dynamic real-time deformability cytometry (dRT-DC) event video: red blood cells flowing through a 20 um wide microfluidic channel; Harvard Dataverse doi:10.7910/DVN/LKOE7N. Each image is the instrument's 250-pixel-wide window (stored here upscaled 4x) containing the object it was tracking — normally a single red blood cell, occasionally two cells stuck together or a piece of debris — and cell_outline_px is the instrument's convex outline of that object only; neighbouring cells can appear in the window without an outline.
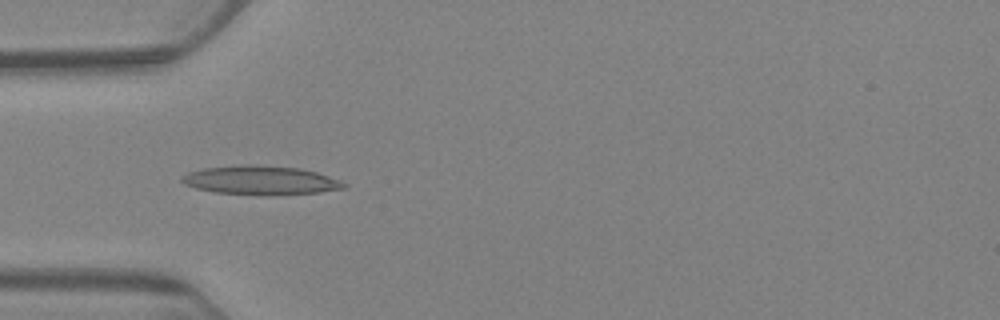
{"species": "Egyptian fruit bat (a non-hibernating species)", "species_latin": "Rousettus aegyptiacus", "temperature_condition": "warm", "stored_images_in_passage": 7, "camera_frame_rate_fps": 3000, "um_per_image_px": 0.085, "animal": {"sex": "female"}, "frame": {"image": 1, "passage_image": 6, "time_ms": 5.667, "image_size_px": [1000, 320], "cell_outline_px": [[348, 188], [320, 192], [216, 192], [196, 188], [184, 184], [180, 180], [180, 176], [188, 172], [204, 168], [248, 164], [252, 164], [300, 168], [316, 172], [340, 180], [348, 184]], "centroid_in_image_um": [22.14, 15.27], "position_along_channel_um": 62.9, "area_um2": 26.07}}
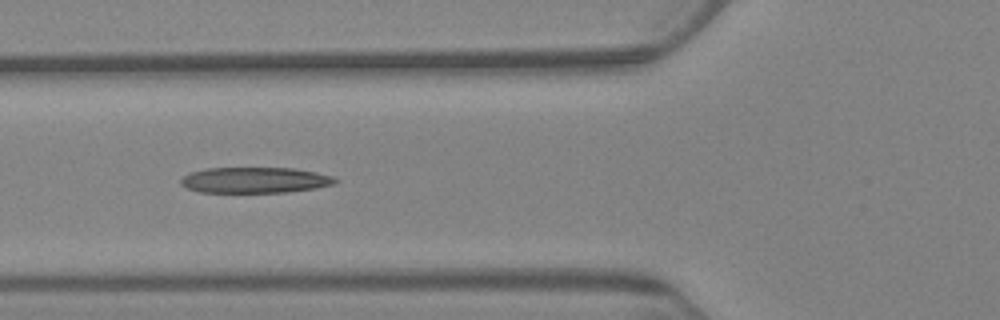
{"frame": {"image": 2, "passage_image": 7, "time_ms": 7.0, "image_size_px": [1000, 320], "cell_outline_px": [[336, 184], [316, 188], [288, 192], [200, 192], [188, 188], [180, 184], [180, 180], [188, 172], [208, 168], [292, 168], [316, 172], [332, 176], [336, 180]], "centroid_in_image_um": [21.65, 15.31], "position_along_channel_um": 104.1, "area_um2": 23.18}}